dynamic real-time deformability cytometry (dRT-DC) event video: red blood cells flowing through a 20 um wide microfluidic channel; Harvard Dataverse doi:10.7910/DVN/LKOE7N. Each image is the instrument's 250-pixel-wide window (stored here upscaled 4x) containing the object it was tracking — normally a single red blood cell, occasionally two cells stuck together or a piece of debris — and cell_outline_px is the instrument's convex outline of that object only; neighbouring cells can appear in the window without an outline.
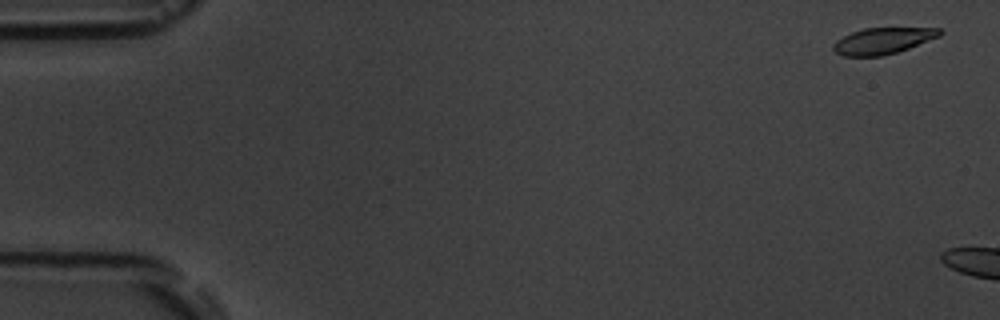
{"species": "common noctule bat (a hibernating species)", "species_latin": "Nyctalus noctula", "temperature_condition": "room temperature", "stored_images_in_passage": 4, "camera_frame_rate_fps": 3000, "um_per_image_px": 0.085, "animal": {"sex": "male", "body_mass_g": 19.5, "forearm_length_mm": 54.6}, "frame": {"image": 1, "passage_image": 1, "time_ms": 0.0, "image_size_px": [1000, 320], "cell_outline_px": [[944, 32], [940, 36], [908, 48], [884, 56], [844, 56], [836, 52], [832, 48], [832, 44], [836, 40], [852, 32], [864, 28], [940, 28]], "centroid_in_image_um": [75.03, 3.47], "position_along_channel_um": 10.0, "area_um2": 16.24}}